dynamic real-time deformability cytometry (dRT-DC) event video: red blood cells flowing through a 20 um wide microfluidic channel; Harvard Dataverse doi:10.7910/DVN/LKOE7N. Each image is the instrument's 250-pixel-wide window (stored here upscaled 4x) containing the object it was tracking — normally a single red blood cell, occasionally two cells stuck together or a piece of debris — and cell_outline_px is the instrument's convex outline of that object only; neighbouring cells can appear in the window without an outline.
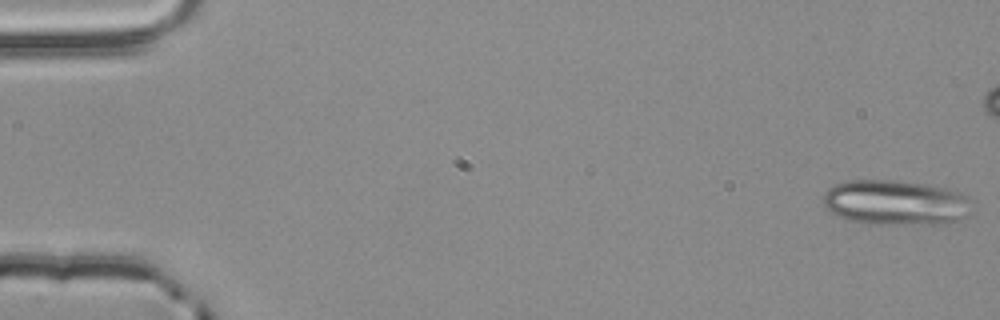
{"species": "common noctule bat (a hibernating species)", "species_latin": "Nyctalus noctula", "temperature_condition": "room temperature", "stored_images_in_passage": 5, "camera_frame_rate_fps": 3000, "um_per_image_px": 0.085, "animal": {"sex": "male", "body_mass_g": 20.4}, "frame": {"image": 1, "passage_image": 1, "time_ms": 0.0, "image_size_px": [1000, 320], "cell_outline_px": [[972, 212], [956, 220], [936, 224], [868, 224], [848, 220], [836, 216], [824, 204], [824, 192], [828, 188], [836, 184], [852, 180], [900, 180], [928, 184], [964, 192], [968, 196]], "centroid_in_image_um": [76.14, 17.21], "position_along_channel_um": 8.9, "area_um2": 39.36}}